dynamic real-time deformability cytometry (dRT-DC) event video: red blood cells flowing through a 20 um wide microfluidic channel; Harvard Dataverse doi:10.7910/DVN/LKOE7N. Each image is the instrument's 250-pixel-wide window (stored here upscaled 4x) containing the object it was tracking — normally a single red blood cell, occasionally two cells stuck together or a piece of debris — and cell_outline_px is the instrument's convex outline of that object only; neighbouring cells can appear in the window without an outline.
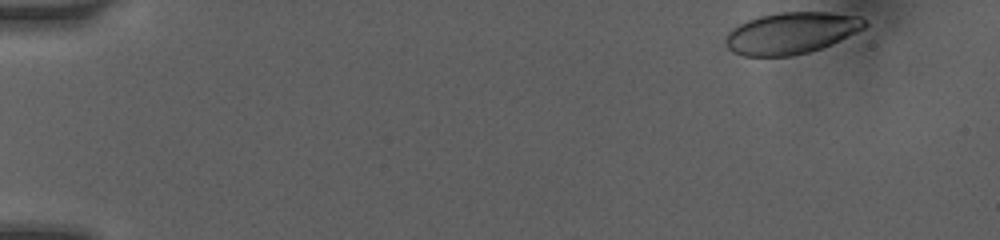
{"species": "human", "species_latin": "Homo sapiens", "temperature_condition": "room temperature", "stored_images_in_passage": 5, "camera_frame_rate_fps": 3000, "um_per_image_px": 0.085, "donor": {"sex": "female"}, "frame": {"image": 1, "passage_image": 1, "time_ms": 0.0, "image_size_px": [1000, 240], "cell_outline_px": [[868, 24], [864, 28], [832, 44], [808, 52], [792, 56], [744, 56], [732, 52], [728, 48], [724, 40], [728, 32], [732, 28], [748, 20], [760, 16], [780, 12], [828, 12], [860, 16]], "centroid_in_image_um": [67.24, 2.81], "position_along_channel_um": 17.8, "area_um2": 33.64}}